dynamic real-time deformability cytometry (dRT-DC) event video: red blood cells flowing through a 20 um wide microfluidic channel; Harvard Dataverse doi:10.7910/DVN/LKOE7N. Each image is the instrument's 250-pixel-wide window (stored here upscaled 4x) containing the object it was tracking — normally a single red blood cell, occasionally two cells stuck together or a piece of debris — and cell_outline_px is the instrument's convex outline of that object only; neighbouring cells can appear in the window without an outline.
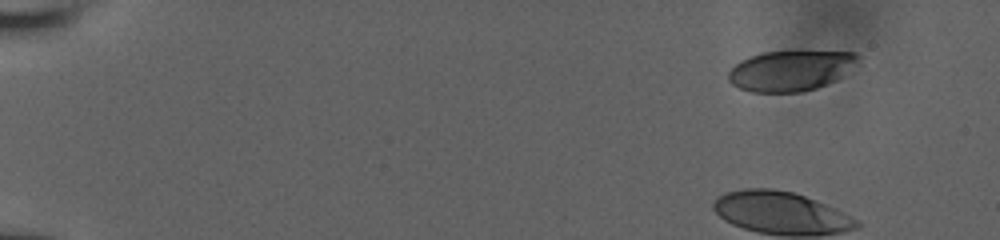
{"species": "human", "species_latin": "Homo sapiens", "temperature_condition": "room temperature", "stored_images_in_passage": 44, "camera_frame_rate_fps": 3000, "um_per_image_px": 0.085, "donor": {"sex": "male"}, "frame": {"image": 1, "passage_image": 1, "time_ms": 0.0, "image_size_px": [1000, 240], "cell_outline_px": [[860, 56], [836, 80], [816, 88], [800, 92], [752, 92], [740, 88], [732, 84], [728, 80], [728, 72], [740, 60], [764, 52], [856, 52]], "centroid_in_image_um": [67.13, 6.02], "position_along_channel_um": 17.9, "area_um2": 29.82}}